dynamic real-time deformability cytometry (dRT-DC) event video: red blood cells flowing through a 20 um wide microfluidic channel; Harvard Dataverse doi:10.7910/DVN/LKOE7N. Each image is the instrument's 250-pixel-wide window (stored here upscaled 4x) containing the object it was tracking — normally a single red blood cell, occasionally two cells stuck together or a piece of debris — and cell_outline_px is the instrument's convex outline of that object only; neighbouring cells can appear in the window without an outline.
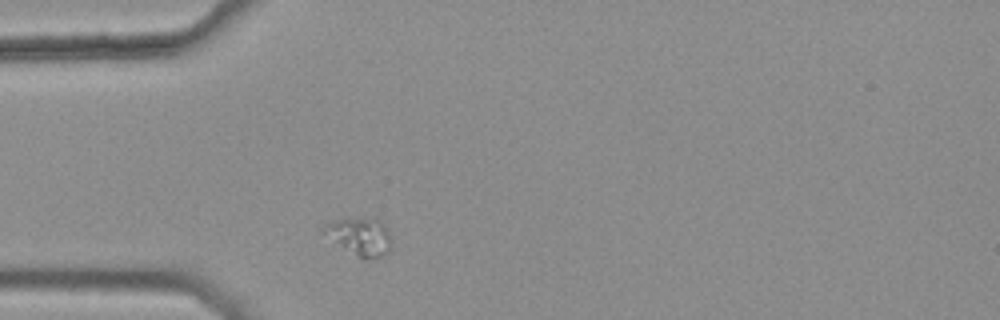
{"species": "common noctule bat (a hibernating species)", "species_latin": "Nyctalus noctula", "temperature_condition": "warm", "stored_images_in_passage": 1, "camera_frame_rate_fps": 3000, "um_per_image_px": 0.085, "animal": {"sex": "female", "body_mass_g": 25.1}, "frame": {"image": 1, "passage_image": 1, "time_ms": 0.0, "image_size_px": [1000, 320], "cell_outline_px": [[392, 240], [388, 252], [380, 256], [364, 260], [356, 256], [320, 232], [324, 224], [336, 220], [380, 220], [388, 228]], "centroid_in_image_um": [30.6, 20.14], "position_along_channel_um": 54.4, "area_um2": 14.51}}